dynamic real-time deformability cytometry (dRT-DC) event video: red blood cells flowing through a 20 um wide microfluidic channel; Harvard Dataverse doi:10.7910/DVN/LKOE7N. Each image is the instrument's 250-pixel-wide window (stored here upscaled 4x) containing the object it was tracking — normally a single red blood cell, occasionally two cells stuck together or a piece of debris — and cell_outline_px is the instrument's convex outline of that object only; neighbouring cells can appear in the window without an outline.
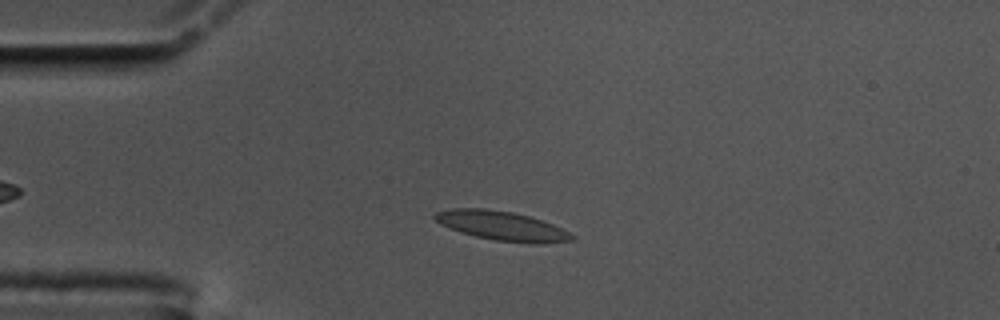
{"species": "common noctule bat (a hibernating species)", "species_latin": "Nyctalus noctula", "temperature_condition": "cold", "stored_images_in_passage": 49, "camera_frame_rate_fps": 3000, "um_per_image_px": 0.085, "animal": {"sex": "male", "body_mass_g": 17.5, "forearm_length_mm": 52.3}, "frame": {"image": 1, "passage_image": 11, "time_ms": 3.333, "image_size_px": [1000, 320], "cell_outline_px": [[576, 240], [540, 244], [532, 244], [496, 240], [476, 236], [460, 232], [440, 224], [432, 216], [436, 212], [452, 208], [484, 208], [512, 212], [528, 216], [552, 224], [576, 236]], "centroid_in_image_um": [42.66, 19.2], "position_along_channel_um": 42.3, "area_um2": 23.29}}
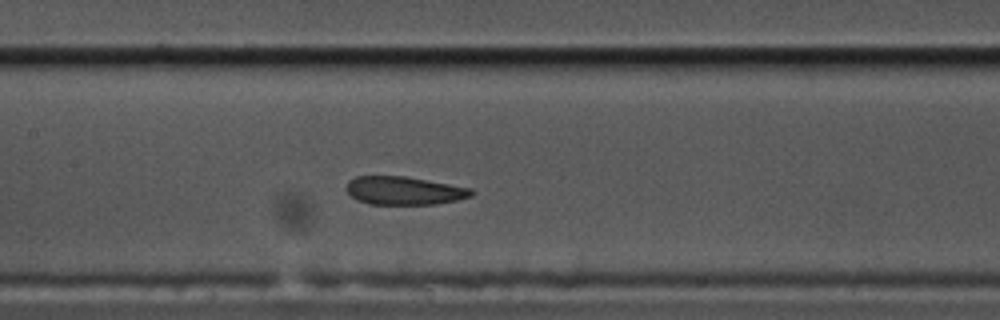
{"frame": {"image": 2, "passage_image": 24, "time_ms": 7.667, "image_size_px": [1000, 320], "cell_outline_px": [[476, 192], [472, 196], [456, 200], [436, 204], [368, 204], [356, 200], [348, 192], [348, 180], [356, 176], [404, 176], [472, 188]], "centroid_in_image_um": [34.37, 16.21], "position_along_channel_um": 173.0, "area_um2": 20.52}}
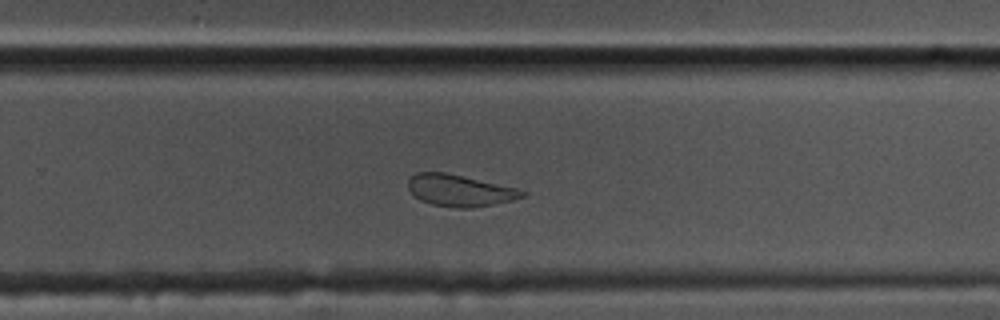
{"frame": {"image": 3, "passage_image": 34, "time_ms": 11.0, "image_size_px": [1000, 320], "cell_outline_px": [[528, 192], [524, 196], [512, 200], [472, 208], [460, 208], [432, 204], [420, 200], [408, 188], [408, 180], [416, 172], [444, 172], [516, 188]], "centroid_in_image_um": [39.06, 16.19], "position_along_channel_um": 290.7, "area_um2": 20.69}, "authors_computed_cell_mechanics": {"area_um2": 21.964, "velocity_mm_per_s": 3.5363, "shape_relaxation_time_tau1_ms": null, "shape_relaxation_time_tau2_ms": 1.8886, "deformation_change_tau1": null, "deformation_change_tau2": 0.0748}}